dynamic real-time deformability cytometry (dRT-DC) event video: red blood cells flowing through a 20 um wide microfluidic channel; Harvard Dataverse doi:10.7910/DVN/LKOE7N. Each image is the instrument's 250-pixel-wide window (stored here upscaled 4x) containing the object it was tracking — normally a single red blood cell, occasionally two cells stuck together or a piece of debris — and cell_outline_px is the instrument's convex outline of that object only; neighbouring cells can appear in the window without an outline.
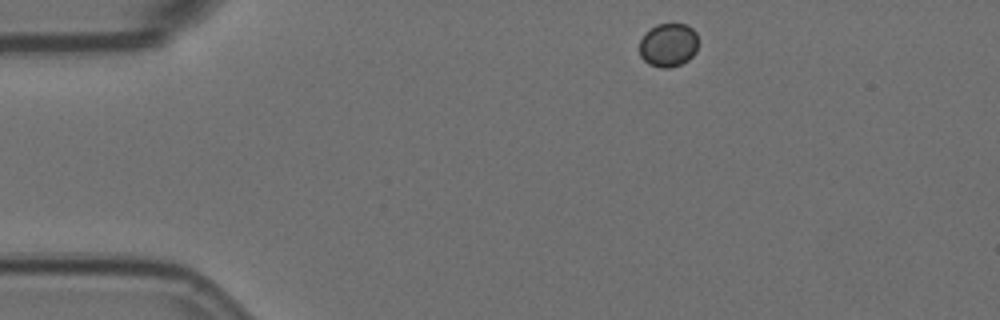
{"species": "Egyptian fruit bat (a non-hibernating species)", "species_latin": "Rousettus aegyptiacus", "temperature_condition": "room temperature", "stored_images_in_passage": 3, "camera_frame_rate_fps": 3000, "um_per_image_px": 0.085, "animal": {"sex": "female"}, "frame": {"image": 1, "passage_image": 1, "time_ms": 0.0, "image_size_px": [1000, 320], "cell_outline_px": [[696, 52], [688, 60], [680, 64], [668, 68], [660, 68], [648, 64], [640, 56], [640, 40], [644, 32], [656, 24], [688, 24], [696, 32]], "centroid_in_image_um": [56.78, 3.82], "position_along_channel_um": 28.2, "area_um2": 15.03}}